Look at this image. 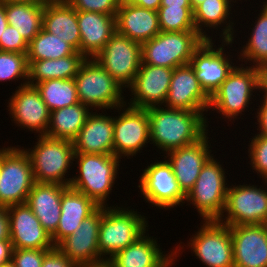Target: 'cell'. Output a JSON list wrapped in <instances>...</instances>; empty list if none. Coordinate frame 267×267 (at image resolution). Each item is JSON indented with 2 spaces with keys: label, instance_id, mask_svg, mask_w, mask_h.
I'll use <instances>...</instances> for the list:
<instances>
[{
  "label": "cell",
  "instance_id": "obj_1",
  "mask_svg": "<svg viewBox=\"0 0 267 267\" xmlns=\"http://www.w3.org/2000/svg\"><path fill=\"white\" fill-rule=\"evenodd\" d=\"M258 96L259 84L257 68L241 63L237 64L229 73L226 80L210 97L209 113H207V116L212 114L211 116L213 117L214 115V117L213 119L211 116L209 118L207 117L209 131H213L216 128L219 129L224 126L225 123L229 127V130H231L232 128L230 127L232 124L234 125L240 118L246 120L250 114L253 115L252 118H254V113L252 114V112H255V102L258 100ZM245 112L247 113V117ZM248 112L250 114H248ZM244 116L246 118H243ZM214 118L217 120H214ZM219 119L221 123L225 122L222 123L221 126H219ZM215 121L218 123V127L211 125V123L213 122L214 124Z\"/></svg>",
  "mask_w": 267,
  "mask_h": 267
},
{
  "label": "cell",
  "instance_id": "obj_2",
  "mask_svg": "<svg viewBox=\"0 0 267 267\" xmlns=\"http://www.w3.org/2000/svg\"><path fill=\"white\" fill-rule=\"evenodd\" d=\"M150 145L163 156L167 152L196 143L208 132V111H188L163 105L146 108ZM156 146V147H155Z\"/></svg>",
  "mask_w": 267,
  "mask_h": 267
},
{
  "label": "cell",
  "instance_id": "obj_3",
  "mask_svg": "<svg viewBox=\"0 0 267 267\" xmlns=\"http://www.w3.org/2000/svg\"><path fill=\"white\" fill-rule=\"evenodd\" d=\"M123 162L125 161L114 154L75 153L73 169L77 172H72L74 175L69 187L85 194L98 206H118L119 203L114 204L115 201H112L111 204L109 200L112 192L116 194L114 190L119 185L117 179L122 180L119 175L122 174L120 171L123 169L122 164H125Z\"/></svg>",
  "mask_w": 267,
  "mask_h": 267
},
{
  "label": "cell",
  "instance_id": "obj_4",
  "mask_svg": "<svg viewBox=\"0 0 267 267\" xmlns=\"http://www.w3.org/2000/svg\"><path fill=\"white\" fill-rule=\"evenodd\" d=\"M123 199L119 200L118 206H103L98 246L104 260H109L117 252L136 242L152 227L148 224V218L152 217L139 212L134 202V205L128 206L130 198Z\"/></svg>",
  "mask_w": 267,
  "mask_h": 267
},
{
  "label": "cell",
  "instance_id": "obj_5",
  "mask_svg": "<svg viewBox=\"0 0 267 267\" xmlns=\"http://www.w3.org/2000/svg\"><path fill=\"white\" fill-rule=\"evenodd\" d=\"M200 225V226H199ZM199 226V227H198ZM197 231L190 233L184 242H176L173 246L174 266L187 249L206 267H234L233 243L230 228L218 220H201ZM183 244V245H182ZM185 246V247H184ZM185 249V250H184Z\"/></svg>",
  "mask_w": 267,
  "mask_h": 267
},
{
  "label": "cell",
  "instance_id": "obj_6",
  "mask_svg": "<svg viewBox=\"0 0 267 267\" xmlns=\"http://www.w3.org/2000/svg\"><path fill=\"white\" fill-rule=\"evenodd\" d=\"M34 138L33 145L20 146L29 157L34 181L69 186L73 176L71 171L76 172L72 169L75 154L73 142L46 135Z\"/></svg>",
  "mask_w": 267,
  "mask_h": 267
},
{
  "label": "cell",
  "instance_id": "obj_7",
  "mask_svg": "<svg viewBox=\"0 0 267 267\" xmlns=\"http://www.w3.org/2000/svg\"><path fill=\"white\" fill-rule=\"evenodd\" d=\"M216 155L213 154L203 165L193 188L186 195L184 206L196 209L200 220H218L225 208L231 172L227 167L225 169L224 160H219Z\"/></svg>",
  "mask_w": 267,
  "mask_h": 267
},
{
  "label": "cell",
  "instance_id": "obj_8",
  "mask_svg": "<svg viewBox=\"0 0 267 267\" xmlns=\"http://www.w3.org/2000/svg\"><path fill=\"white\" fill-rule=\"evenodd\" d=\"M79 101L92 111L113 110L126 104V89L94 58H87L74 77Z\"/></svg>",
  "mask_w": 267,
  "mask_h": 267
},
{
  "label": "cell",
  "instance_id": "obj_9",
  "mask_svg": "<svg viewBox=\"0 0 267 267\" xmlns=\"http://www.w3.org/2000/svg\"><path fill=\"white\" fill-rule=\"evenodd\" d=\"M149 162L146 160L145 168L139 170L140 176L137 179L139 182L135 188L141 195L145 204L156 207L159 213L163 211H172L176 208L184 209L186 194L181 190L179 183L172 171L170 163L163 157L155 156ZM158 157V158H157ZM160 159V160H158ZM144 168V169H143ZM181 206V207H180ZM160 209V210H159ZM171 209V210H170Z\"/></svg>",
  "mask_w": 267,
  "mask_h": 267
},
{
  "label": "cell",
  "instance_id": "obj_10",
  "mask_svg": "<svg viewBox=\"0 0 267 267\" xmlns=\"http://www.w3.org/2000/svg\"><path fill=\"white\" fill-rule=\"evenodd\" d=\"M243 180L230 182L224 212L218 219L228 226L267 224V180L261 184Z\"/></svg>",
  "mask_w": 267,
  "mask_h": 267
},
{
  "label": "cell",
  "instance_id": "obj_11",
  "mask_svg": "<svg viewBox=\"0 0 267 267\" xmlns=\"http://www.w3.org/2000/svg\"><path fill=\"white\" fill-rule=\"evenodd\" d=\"M233 46L230 40H204L193 53L189 64L210 97L239 63L236 46Z\"/></svg>",
  "mask_w": 267,
  "mask_h": 267
},
{
  "label": "cell",
  "instance_id": "obj_12",
  "mask_svg": "<svg viewBox=\"0 0 267 267\" xmlns=\"http://www.w3.org/2000/svg\"><path fill=\"white\" fill-rule=\"evenodd\" d=\"M204 40L197 31L160 32L141 44L142 63L172 69L189 64Z\"/></svg>",
  "mask_w": 267,
  "mask_h": 267
},
{
  "label": "cell",
  "instance_id": "obj_13",
  "mask_svg": "<svg viewBox=\"0 0 267 267\" xmlns=\"http://www.w3.org/2000/svg\"><path fill=\"white\" fill-rule=\"evenodd\" d=\"M113 112L114 155L122 161L125 159L127 161L129 158L133 161L137 155H145L141 152L144 153L143 150L148 151L147 147H151L147 109L130 107L125 104L113 109Z\"/></svg>",
  "mask_w": 267,
  "mask_h": 267
},
{
  "label": "cell",
  "instance_id": "obj_14",
  "mask_svg": "<svg viewBox=\"0 0 267 267\" xmlns=\"http://www.w3.org/2000/svg\"><path fill=\"white\" fill-rule=\"evenodd\" d=\"M247 1L250 2V0H244V1L243 0H205L203 1L193 11L196 31L205 40H218V39L219 40H230V41L233 40L237 32V26H238L237 22L239 21L238 17H240L241 19L243 18L246 19L247 17V19L250 20V16L248 17L244 13V9H245V5H247L246 4ZM242 2L243 3L246 2V3L244 4V6L240 7V4L241 5L243 4ZM238 9L239 11L241 9L244 15L241 14L238 11ZM233 13L235 16L233 15ZM236 14L238 15V17H236L237 16ZM239 15H243V17ZM234 19H237V20H234Z\"/></svg>",
  "mask_w": 267,
  "mask_h": 267
},
{
  "label": "cell",
  "instance_id": "obj_15",
  "mask_svg": "<svg viewBox=\"0 0 267 267\" xmlns=\"http://www.w3.org/2000/svg\"><path fill=\"white\" fill-rule=\"evenodd\" d=\"M2 156L0 164V207L26 203L35 183L26 152L16 143Z\"/></svg>",
  "mask_w": 267,
  "mask_h": 267
},
{
  "label": "cell",
  "instance_id": "obj_16",
  "mask_svg": "<svg viewBox=\"0 0 267 267\" xmlns=\"http://www.w3.org/2000/svg\"><path fill=\"white\" fill-rule=\"evenodd\" d=\"M11 93L4 106L12 122L11 125L18 126L17 130L20 131L26 129L25 132L34 133L35 136L46 135L50 123V111L36 87L25 85Z\"/></svg>",
  "mask_w": 267,
  "mask_h": 267
},
{
  "label": "cell",
  "instance_id": "obj_17",
  "mask_svg": "<svg viewBox=\"0 0 267 267\" xmlns=\"http://www.w3.org/2000/svg\"><path fill=\"white\" fill-rule=\"evenodd\" d=\"M94 59L126 89L142 63L141 44L115 32Z\"/></svg>",
  "mask_w": 267,
  "mask_h": 267
},
{
  "label": "cell",
  "instance_id": "obj_18",
  "mask_svg": "<svg viewBox=\"0 0 267 267\" xmlns=\"http://www.w3.org/2000/svg\"><path fill=\"white\" fill-rule=\"evenodd\" d=\"M173 70L141 63L133 82L126 88V104L143 109L164 105Z\"/></svg>",
  "mask_w": 267,
  "mask_h": 267
},
{
  "label": "cell",
  "instance_id": "obj_19",
  "mask_svg": "<svg viewBox=\"0 0 267 267\" xmlns=\"http://www.w3.org/2000/svg\"><path fill=\"white\" fill-rule=\"evenodd\" d=\"M213 132L209 131L194 144L173 149L162 156L170 163L176 181L186 195L193 188L203 165L218 152L213 150V146L215 147L213 144L217 141L214 135H211Z\"/></svg>",
  "mask_w": 267,
  "mask_h": 267
},
{
  "label": "cell",
  "instance_id": "obj_20",
  "mask_svg": "<svg viewBox=\"0 0 267 267\" xmlns=\"http://www.w3.org/2000/svg\"><path fill=\"white\" fill-rule=\"evenodd\" d=\"M103 206L85 218L79 228L61 240L56 247L78 267L105 261L98 246Z\"/></svg>",
  "mask_w": 267,
  "mask_h": 267
},
{
  "label": "cell",
  "instance_id": "obj_21",
  "mask_svg": "<svg viewBox=\"0 0 267 267\" xmlns=\"http://www.w3.org/2000/svg\"><path fill=\"white\" fill-rule=\"evenodd\" d=\"M9 215V233L13 249H53L51 235L43 228L26 204L6 208Z\"/></svg>",
  "mask_w": 267,
  "mask_h": 267
},
{
  "label": "cell",
  "instance_id": "obj_22",
  "mask_svg": "<svg viewBox=\"0 0 267 267\" xmlns=\"http://www.w3.org/2000/svg\"><path fill=\"white\" fill-rule=\"evenodd\" d=\"M234 267H267V224L229 226Z\"/></svg>",
  "mask_w": 267,
  "mask_h": 267
},
{
  "label": "cell",
  "instance_id": "obj_23",
  "mask_svg": "<svg viewBox=\"0 0 267 267\" xmlns=\"http://www.w3.org/2000/svg\"><path fill=\"white\" fill-rule=\"evenodd\" d=\"M210 96L201 87L190 64L173 70L165 107L188 111H208Z\"/></svg>",
  "mask_w": 267,
  "mask_h": 267
},
{
  "label": "cell",
  "instance_id": "obj_24",
  "mask_svg": "<svg viewBox=\"0 0 267 267\" xmlns=\"http://www.w3.org/2000/svg\"><path fill=\"white\" fill-rule=\"evenodd\" d=\"M149 232L151 231L148 230L136 242L117 252L108 261L114 267L174 266L173 246L165 251V248H162V243L158 241L160 237L151 236Z\"/></svg>",
  "mask_w": 267,
  "mask_h": 267
},
{
  "label": "cell",
  "instance_id": "obj_25",
  "mask_svg": "<svg viewBox=\"0 0 267 267\" xmlns=\"http://www.w3.org/2000/svg\"><path fill=\"white\" fill-rule=\"evenodd\" d=\"M100 112L97 110L90 113L84 126L72 141L75 153L114 154V113L112 109Z\"/></svg>",
  "mask_w": 267,
  "mask_h": 267
},
{
  "label": "cell",
  "instance_id": "obj_26",
  "mask_svg": "<svg viewBox=\"0 0 267 267\" xmlns=\"http://www.w3.org/2000/svg\"><path fill=\"white\" fill-rule=\"evenodd\" d=\"M260 2L261 4L258 7H256L258 8V10L253 9V11L256 12L257 14L256 13L253 14L254 12H252L251 14V10L249 11L250 12L249 15L251 16L255 15V17L253 16L251 18V21L253 23H251V21L248 20L246 21V23L244 22V24H240V22H238L240 27L238 26L237 33L235 34L234 39L231 40L234 45L237 43L239 44L238 48L236 47L239 63L241 64L245 63V65H249L252 67H257L258 65L267 62V0L259 1V3ZM245 24L246 27H244ZM241 27L243 29L249 28L248 32L245 33V34L248 33V35H245L244 37L241 36V39L243 38V41L240 40L239 37V35H241V33L243 32L242 30L239 29ZM238 33L240 34L237 35ZM236 38L238 39L235 40Z\"/></svg>",
  "mask_w": 267,
  "mask_h": 267
},
{
  "label": "cell",
  "instance_id": "obj_27",
  "mask_svg": "<svg viewBox=\"0 0 267 267\" xmlns=\"http://www.w3.org/2000/svg\"><path fill=\"white\" fill-rule=\"evenodd\" d=\"M116 15L91 11H77L80 30V53L94 58L116 32Z\"/></svg>",
  "mask_w": 267,
  "mask_h": 267
},
{
  "label": "cell",
  "instance_id": "obj_28",
  "mask_svg": "<svg viewBox=\"0 0 267 267\" xmlns=\"http://www.w3.org/2000/svg\"><path fill=\"white\" fill-rule=\"evenodd\" d=\"M115 18L116 32L140 44L161 32L158 11L120 3Z\"/></svg>",
  "mask_w": 267,
  "mask_h": 267
},
{
  "label": "cell",
  "instance_id": "obj_29",
  "mask_svg": "<svg viewBox=\"0 0 267 267\" xmlns=\"http://www.w3.org/2000/svg\"><path fill=\"white\" fill-rule=\"evenodd\" d=\"M67 187L57 183L35 182L28 194L26 204L51 236L57 230L62 193Z\"/></svg>",
  "mask_w": 267,
  "mask_h": 267
},
{
  "label": "cell",
  "instance_id": "obj_30",
  "mask_svg": "<svg viewBox=\"0 0 267 267\" xmlns=\"http://www.w3.org/2000/svg\"><path fill=\"white\" fill-rule=\"evenodd\" d=\"M99 206L85 194L67 187L61 198V215L56 232L51 236L56 246L61 240L76 231L81 222Z\"/></svg>",
  "mask_w": 267,
  "mask_h": 267
},
{
  "label": "cell",
  "instance_id": "obj_31",
  "mask_svg": "<svg viewBox=\"0 0 267 267\" xmlns=\"http://www.w3.org/2000/svg\"><path fill=\"white\" fill-rule=\"evenodd\" d=\"M42 28L80 52L81 34L77 11L66 0H55L44 6Z\"/></svg>",
  "mask_w": 267,
  "mask_h": 267
},
{
  "label": "cell",
  "instance_id": "obj_32",
  "mask_svg": "<svg viewBox=\"0 0 267 267\" xmlns=\"http://www.w3.org/2000/svg\"><path fill=\"white\" fill-rule=\"evenodd\" d=\"M86 59L83 54L76 51L73 55L58 59L27 60L28 85L35 86L37 83L51 79H72Z\"/></svg>",
  "mask_w": 267,
  "mask_h": 267
},
{
  "label": "cell",
  "instance_id": "obj_33",
  "mask_svg": "<svg viewBox=\"0 0 267 267\" xmlns=\"http://www.w3.org/2000/svg\"><path fill=\"white\" fill-rule=\"evenodd\" d=\"M92 110L81 102L50 112L46 136L73 141Z\"/></svg>",
  "mask_w": 267,
  "mask_h": 267
},
{
  "label": "cell",
  "instance_id": "obj_34",
  "mask_svg": "<svg viewBox=\"0 0 267 267\" xmlns=\"http://www.w3.org/2000/svg\"><path fill=\"white\" fill-rule=\"evenodd\" d=\"M4 7L7 23L29 44L42 29L44 6L4 2Z\"/></svg>",
  "mask_w": 267,
  "mask_h": 267
},
{
  "label": "cell",
  "instance_id": "obj_35",
  "mask_svg": "<svg viewBox=\"0 0 267 267\" xmlns=\"http://www.w3.org/2000/svg\"><path fill=\"white\" fill-rule=\"evenodd\" d=\"M35 87L50 112L80 102L74 78L45 80L37 83Z\"/></svg>",
  "mask_w": 267,
  "mask_h": 267
},
{
  "label": "cell",
  "instance_id": "obj_36",
  "mask_svg": "<svg viewBox=\"0 0 267 267\" xmlns=\"http://www.w3.org/2000/svg\"><path fill=\"white\" fill-rule=\"evenodd\" d=\"M75 52L70 44L42 28L28 44L27 60L58 59Z\"/></svg>",
  "mask_w": 267,
  "mask_h": 267
},
{
  "label": "cell",
  "instance_id": "obj_37",
  "mask_svg": "<svg viewBox=\"0 0 267 267\" xmlns=\"http://www.w3.org/2000/svg\"><path fill=\"white\" fill-rule=\"evenodd\" d=\"M28 68L27 54L0 51V84L15 81L19 82L15 88L28 85Z\"/></svg>",
  "mask_w": 267,
  "mask_h": 267
},
{
  "label": "cell",
  "instance_id": "obj_38",
  "mask_svg": "<svg viewBox=\"0 0 267 267\" xmlns=\"http://www.w3.org/2000/svg\"><path fill=\"white\" fill-rule=\"evenodd\" d=\"M192 7L160 6L158 9L161 32L196 31Z\"/></svg>",
  "mask_w": 267,
  "mask_h": 267
},
{
  "label": "cell",
  "instance_id": "obj_39",
  "mask_svg": "<svg viewBox=\"0 0 267 267\" xmlns=\"http://www.w3.org/2000/svg\"><path fill=\"white\" fill-rule=\"evenodd\" d=\"M250 135L252 136L247 141V150L245 151L248 155L247 157L242 156L241 159L246 158V163L248 161L247 168H250V173L247 172V174H257V180L258 178L267 180V137L256 132H251Z\"/></svg>",
  "mask_w": 267,
  "mask_h": 267
},
{
  "label": "cell",
  "instance_id": "obj_40",
  "mask_svg": "<svg viewBox=\"0 0 267 267\" xmlns=\"http://www.w3.org/2000/svg\"><path fill=\"white\" fill-rule=\"evenodd\" d=\"M76 11L116 15L121 0H66Z\"/></svg>",
  "mask_w": 267,
  "mask_h": 267
},
{
  "label": "cell",
  "instance_id": "obj_41",
  "mask_svg": "<svg viewBox=\"0 0 267 267\" xmlns=\"http://www.w3.org/2000/svg\"><path fill=\"white\" fill-rule=\"evenodd\" d=\"M0 51L27 54L28 43L15 27L8 24L0 37Z\"/></svg>",
  "mask_w": 267,
  "mask_h": 267
},
{
  "label": "cell",
  "instance_id": "obj_42",
  "mask_svg": "<svg viewBox=\"0 0 267 267\" xmlns=\"http://www.w3.org/2000/svg\"><path fill=\"white\" fill-rule=\"evenodd\" d=\"M50 249H13L12 261L16 267H41L44 255Z\"/></svg>",
  "mask_w": 267,
  "mask_h": 267
},
{
  "label": "cell",
  "instance_id": "obj_43",
  "mask_svg": "<svg viewBox=\"0 0 267 267\" xmlns=\"http://www.w3.org/2000/svg\"><path fill=\"white\" fill-rule=\"evenodd\" d=\"M258 102H256L253 124L251 128L253 132L264 135L267 137V98L259 96ZM257 125V126H256ZM255 128V129H254ZM256 130V131H254Z\"/></svg>",
  "mask_w": 267,
  "mask_h": 267
},
{
  "label": "cell",
  "instance_id": "obj_44",
  "mask_svg": "<svg viewBox=\"0 0 267 267\" xmlns=\"http://www.w3.org/2000/svg\"><path fill=\"white\" fill-rule=\"evenodd\" d=\"M41 267H78L69 260L56 246L45 255Z\"/></svg>",
  "mask_w": 267,
  "mask_h": 267
},
{
  "label": "cell",
  "instance_id": "obj_45",
  "mask_svg": "<svg viewBox=\"0 0 267 267\" xmlns=\"http://www.w3.org/2000/svg\"><path fill=\"white\" fill-rule=\"evenodd\" d=\"M259 96L267 98V62L258 65Z\"/></svg>",
  "mask_w": 267,
  "mask_h": 267
},
{
  "label": "cell",
  "instance_id": "obj_46",
  "mask_svg": "<svg viewBox=\"0 0 267 267\" xmlns=\"http://www.w3.org/2000/svg\"><path fill=\"white\" fill-rule=\"evenodd\" d=\"M10 240L9 215L5 207H0V241Z\"/></svg>",
  "mask_w": 267,
  "mask_h": 267
},
{
  "label": "cell",
  "instance_id": "obj_47",
  "mask_svg": "<svg viewBox=\"0 0 267 267\" xmlns=\"http://www.w3.org/2000/svg\"><path fill=\"white\" fill-rule=\"evenodd\" d=\"M120 3L158 11L161 0H121Z\"/></svg>",
  "mask_w": 267,
  "mask_h": 267
},
{
  "label": "cell",
  "instance_id": "obj_48",
  "mask_svg": "<svg viewBox=\"0 0 267 267\" xmlns=\"http://www.w3.org/2000/svg\"><path fill=\"white\" fill-rule=\"evenodd\" d=\"M13 246L10 240L0 241V266L12 260Z\"/></svg>",
  "mask_w": 267,
  "mask_h": 267
},
{
  "label": "cell",
  "instance_id": "obj_49",
  "mask_svg": "<svg viewBox=\"0 0 267 267\" xmlns=\"http://www.w3.org/2000/svg\"><path fill=\"white\" fill-rule=\"evenodd\" d=\"M160 6L192 7L190 0H161Z\"/></svg>",
  "mask_w": 267,
  "mask_h": 267
},
{
  "label": "cell",
  "instance_id": "obj_50",
  "mask_svg": "<svg viewBox=\"0 0 267 267\" xmlns=\"http://www.w3.org/2000/svg\"><path fill=\"white\" fill-rule=\"evenodd\" d=\"M1 1L8 3H24V4L45 6L46 4L53 2L55 0H1Z\"/></svg>",
  "mask_w": 267,
  "mask_h": 267
},
{
  "label": "cell",
  "instance_id": "obj_51",
  "mask_svg": "<svg viewBox=\"0 0 267 267\" xmlns=\"http://www.w3.org/2000/svg\"><path fill=\"white\" fill-rule=\"evenodd\" d=\"M7 25L8 23H7L6 14H5L4 2L0 0V37L2 33L4 32Z\"/></svg>",
  "mask_w": 267,
  "mask_h": 267
},
{
  "label": "cell",
  "instance_id": "obj_52",
  "mask_svg": "<svg viewBox=\"0 0 267 267\" xmlns=\"http://www.w3.org/2000/svg\"><path fill=\"white\" fill-rule=\"evenodd\" d=\"M81 267H114V266L108 260H105L99 263L84 265Z\"/></svg>",
  "mask_w": 267,
  "mask_h": 267
},
{
  "label": "cell",
  "instance_id": "obj_53",
  "mask_svg": "<svg viewBox=\"0 0 267 267\" xmlns=\"http://www.w3.org/2000/svg\"><path fill=\"white\" fill-rule=\"evenodd\" d=\"M5 144H6V146H5ZM13 145L12 144H10V146H9V143L7 144V143H4V146H3V142H2V146H0V164H1V161H2V156L12 147Z\"/></svg>",
  "mask_w": 267,
  "mask_h": 267
},
{
  "label": "cell",
  "instance_id": "obj_54",
  "mask_svg": "<svg viewBox=\"0 0 267 267\" xmlns=\"http://www.w3.org/2000/svg\"><path fill=\"white\" fill-rule=\"evenodd\" d=\"M203 1H205V0H190L192 9L194 10Z\"/></svg>",
  "mask_w": 267,
  "mask_h": 267
},
{
  "label": "cell",
  "instance_id": "obj_55",
  "mask_svg": "<svg viewBox=\"0 0 267 267\" xmlns=\"http://www.w3.org/2000/svg\"><path fill=\"white\" fill-rule=\"evenodd\" d=\"M0 267H16L15 263L11 260L5 264H2Z\"/></svg>",
  "mask_w": 267,
  "mask_h": 267
}]
</instances>
